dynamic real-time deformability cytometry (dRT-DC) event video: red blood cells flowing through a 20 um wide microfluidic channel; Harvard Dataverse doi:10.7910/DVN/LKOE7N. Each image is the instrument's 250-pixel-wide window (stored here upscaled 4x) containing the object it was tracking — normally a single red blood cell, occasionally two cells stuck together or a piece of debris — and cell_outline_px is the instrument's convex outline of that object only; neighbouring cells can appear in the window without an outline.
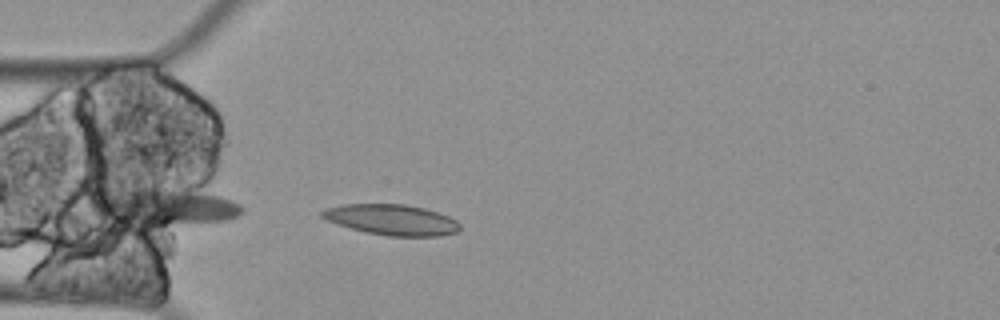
{"species": "Egyptian fruit bat (a non-hibernating species)", "species_latin": "Rousettus aegyptiacus", "temperature_condition": "cold", "stored_images_in_passage": 2, "camera_frame_rate_fps": 3000, "um_per_image_px": 0.085, "animal": {"sex": "female"}, "frame": {"image": 1, "passage_image": 2, "time_ms": 0.333, "image_size_px": [1000, 320], "cell_outline_px": [[460, 228], [456, 232], [440, 236], [388, 236], [368, 232], [336, 224], [320, 216], [320, 212], [328, 208], [344, 204], [404, 204], [424, 208], [448, 216], [456, 220], [460, 224]], "centroid_in_image_um": [33.31, 18.68], "position_along_channel_um": 51.7, "area_um2": 24.39}}